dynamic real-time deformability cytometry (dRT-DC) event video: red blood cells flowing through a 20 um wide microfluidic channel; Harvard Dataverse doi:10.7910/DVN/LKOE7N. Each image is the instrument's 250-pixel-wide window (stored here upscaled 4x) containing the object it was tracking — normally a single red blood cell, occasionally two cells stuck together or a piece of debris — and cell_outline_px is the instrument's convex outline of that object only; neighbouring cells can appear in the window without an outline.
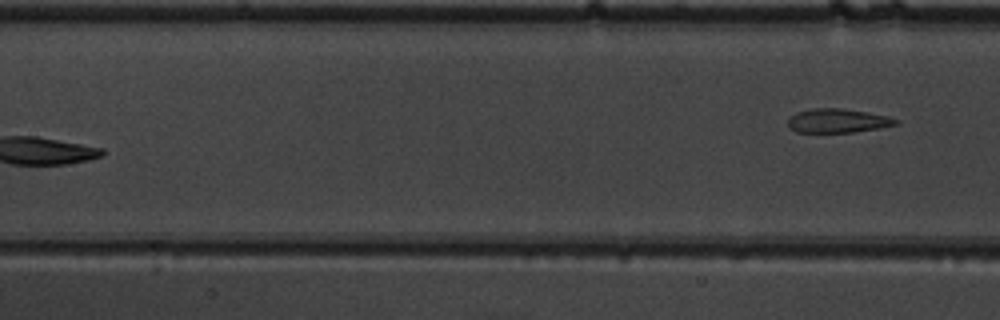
{"species": "common noctule bat (a hibernating species)", "species_latin": "Nyctalus noctula", "temperature_condition": "warm", "stored_images_in_passage": 7, "segment_of_instrument_passage": [2, 2], "camera_frame_rate_fps": 3000, "um_per_image_px": 0.085, "animal": {"sex": "male", "body_mass_g": 19.5, "forearm_length_mm": 54.6}, "frame": {"image": 1, "passage_image": 7, "time_ms": 2.0, "image_size_px": [1000, 320], "cell_outline_px": [[900, 124], [880, 128], [852, 132], [796, 132], [788, 128], [788, 120], [796, 112], [812, 108], [844, 108], [868, 112], [888, 116], [900, 120]], "centroid_in_image_um": [71.23, 10.26], "position_along_channel_um": 136.2, "area_um2": 15.26}}